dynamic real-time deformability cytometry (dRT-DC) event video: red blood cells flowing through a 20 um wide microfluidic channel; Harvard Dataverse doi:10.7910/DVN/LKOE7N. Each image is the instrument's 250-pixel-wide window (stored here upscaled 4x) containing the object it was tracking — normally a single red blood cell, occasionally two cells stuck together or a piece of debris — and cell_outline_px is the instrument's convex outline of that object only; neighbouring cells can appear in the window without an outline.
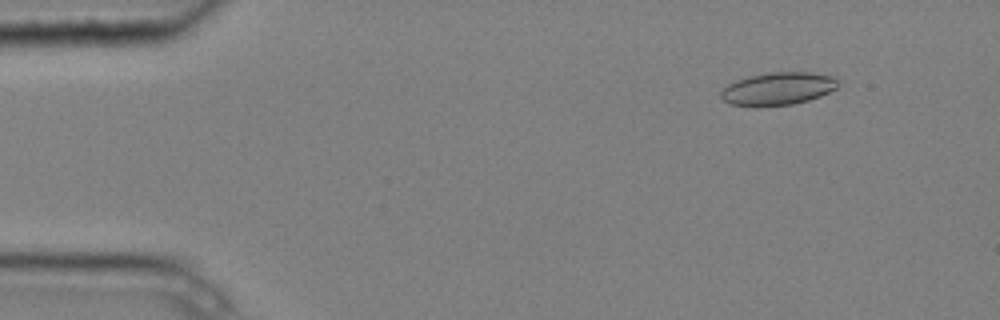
{"species": "common noctule bat (a hibernating species)", "species_latin": "Nyctalus noctula", "temperature_condition": "cold", "stored_images_in_passage": 4, "camera_frame_rate_fps": 3000, "um_per_image_px": 0.085, "animal": {"sex": "male", "body_mass_g": 20.4}, "frame": {"image": 1, "passage_image": 2, "time_ms": 0.333, "image_size_px": [1000, 320], "cell_outline_px": [[836, 88], [820, 96], [808, 100], [792, 104], [732, 104], [724, 100], [720, 96], [720, 92], [728, 84], [736, 80], [748, 76], [768, 72], [812, 72], [836, 76]], "centroid_in_image_um": [66.15, 7.49], "position_along_channel_um": 18.8, "area_um2": 21.73}}
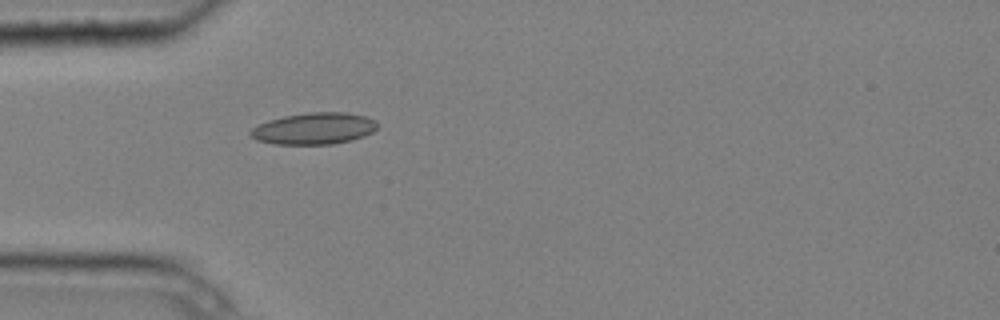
{"frame": {"image": 2, "passage_image": 4, "time_ms": 1.0, "image_size_px": [1000, 320], "cell_outline_px": [[376, 128], [372, 132], [364, 136], [352, 140], [332, 144], [276, 144], [256, 140], [248, 132], [252, 128], [268, 120], [284, 116], [308, 112], [348, 112], [364, 116], [376, 120]], "centroid_in_image_um": [26.69, 10.92], "position_along_channel_um": 58.3, "area_um2": 23.35}}